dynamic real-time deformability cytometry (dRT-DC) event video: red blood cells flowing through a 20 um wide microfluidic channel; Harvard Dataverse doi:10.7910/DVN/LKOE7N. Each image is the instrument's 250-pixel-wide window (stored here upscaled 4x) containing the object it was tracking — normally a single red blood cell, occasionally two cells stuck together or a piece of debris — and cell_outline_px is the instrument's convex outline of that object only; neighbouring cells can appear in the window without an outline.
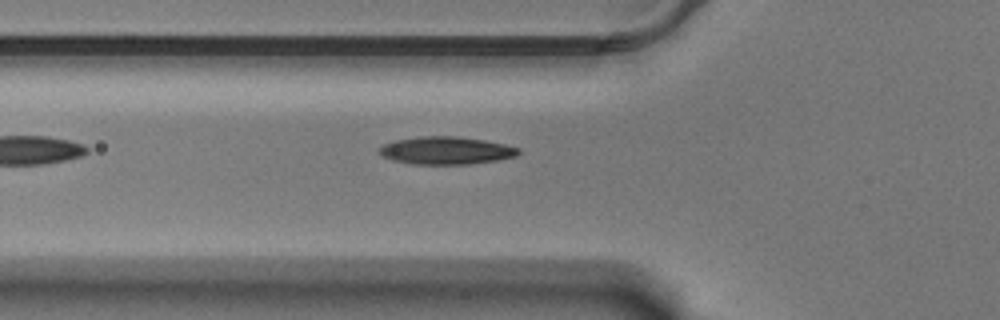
{"species": "Egyptian fruit bat (a non-hibernating species)", "species_latin": "Rousettus aegyptiacus", "temperature_condition": "warm", "stored_images_in_passage": 14, "camera_frame_rate_fps": 3000, "um_per_image_px": 0.085, "animal": {"sex": "male"}, "frame": {"image": 1, "passage_image": 3, "time_ms": 0.667, "image_size_px": [1000, 320], "cell_outline_px": [[520, 152], [516, 156], [500, 160], [472, 164], [412, 164], [392, 160], [384, 156], [380, 152], [380, 148], [384, 144], [396, 140], [420, 136], [456, 136], [484, 140], [504, 144], [520, 148]], "centroid_in_image_um": [37.97, 12.8], "position_along_channel_um": 87.8, "area_um2": 22.43}}
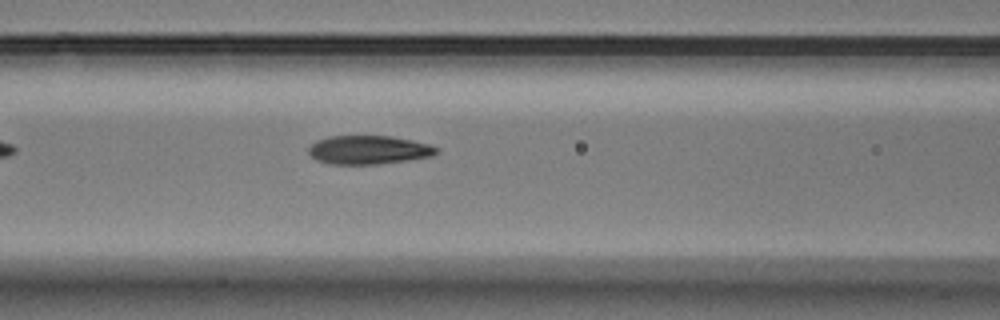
{"frame": {"image": 2, "passage_image": 7, "time_ms": 2.0, "image_size_px": [1000, 320], "cell_outline_px": [[440, 152], [432, 156], [408, 160], [376, 164], [332, 164], [316, 160], [308, 152], [308, 148], [316, 140], [328, 136], [392, 136], [432, 144], [440, 148]], "centroid_in_image_um": [31.38, 12.73], "position_along_channel_um": 135.2, "area_um2": 21.56}}
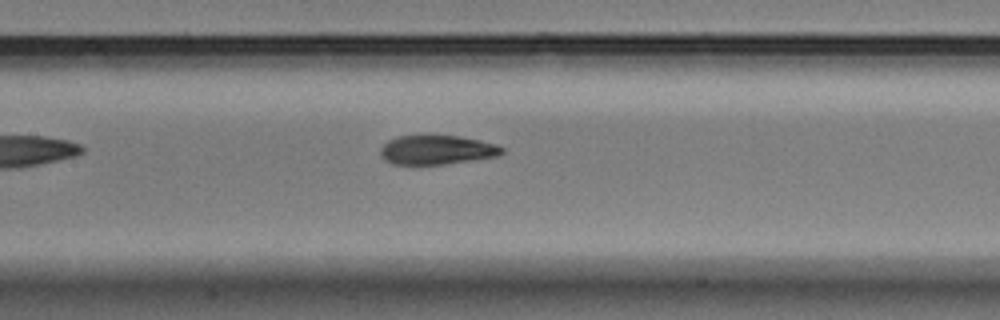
{"frame": {"image": 3, "passage_image": 10, "time_ms": 3.0, "image_size_px": [1000, 320], "cell_outline_px": [[504, 152], [500, 156], [444, 164], [392, 164], [384, 160], [380, 156], [380, 148], [388, 140], [400, 136], [428, 132], [460, 136], [480, 140], [496, 144], [504, 148]], "centroid_in_image_um": [37.12, 12.69], "position_along_channel_um": 170.3, "area_um2": 21.56}}